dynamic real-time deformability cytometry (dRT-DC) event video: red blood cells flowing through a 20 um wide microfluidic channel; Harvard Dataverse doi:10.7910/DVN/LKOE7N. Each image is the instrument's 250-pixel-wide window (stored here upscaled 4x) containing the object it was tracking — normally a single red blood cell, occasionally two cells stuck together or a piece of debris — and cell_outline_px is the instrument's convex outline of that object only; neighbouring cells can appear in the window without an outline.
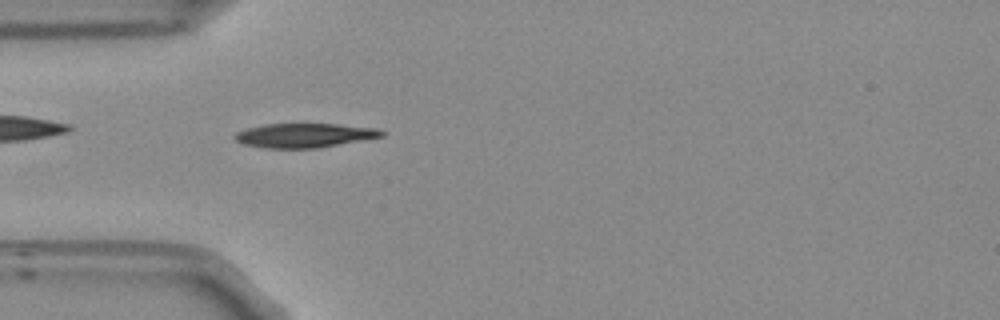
{"species": "Egyptian fruit bat (a non-hibernating species)", "species_latin": "Rousettus aegyptiacus", "temperature_condition": "room temperature", "stored_images_in_passage": 52, "camera_frame_rate_fps": 3000, "um_per_image_px": 0.085, "frame": {"image": 1, "passage_image": 14, "time_ms": 4.333, "image_size_px": [1000, 320], "cell_outline_px": [[384, 136], [320, 148], [264, 148], [244, 144], [236, 140], [232, 136], [236, 132], [248, 128], [264, 124], [336, 124], [376, 128], [384, 132]], "centroid_in_image_um": [25.86, 11.51], "position_along_channel_um": 59.1, "area_um2": 20.69}}
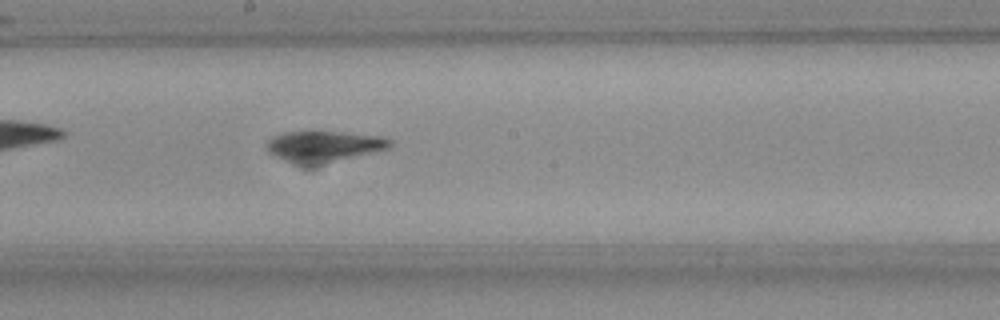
{"frame": {"image": 2, "passage_image": 27, "time_ms": 8.667, "image_size_px": [1000, 320], "cell_outline_px": [[392, 144], [388, 148], [320, 164], [296, 164], [284, 160], [268, 152], [268, 140], [272, 136], [280, 132], [300, 128], [320, 128], [384, 136], [392, 140]], "centroid_in_image_um": [27.48, 12.34], "position_along_channel_um": 220.7, "area_um2": 23.35}}
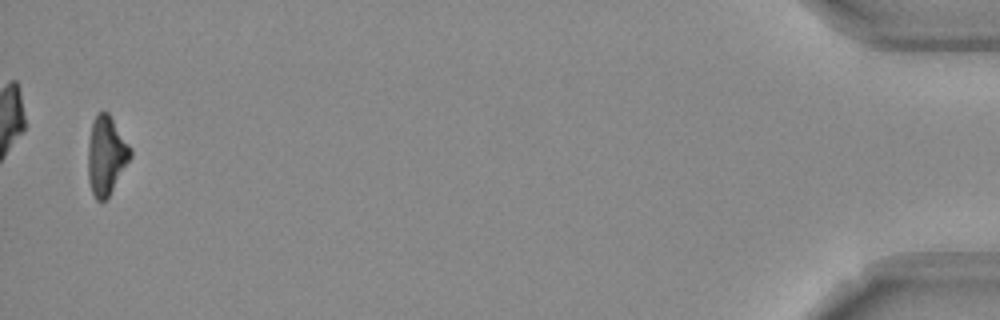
{"frame": {"image": 3, "passage_image": 51, "time_ms": 16.667, "image_size_px": [1000, 320], "cell_outline_px": [[132, 156], [108, 196], [104, 200], [96, 200], [92, 192], [88, 180], [88, 144], [92, 120], [100, 112], [108, 112], [132, 148]], "centroid_in_image_um": [9.03, 13.19], "position_along_channel_um": 426.2, "area_um2": 19.31}, "authors_computed_cell_mechanics": {"area_um2": 20.6346, "velocity_mm_per_s": 3.7455, "shape_relaxation_time_tau1_ms": 3.7524, "shape_relaxation_time_tau2_ms": 2.365, "deformation_change_tau1": 0.1512, "deformation_change_tau2": 0.0952}}